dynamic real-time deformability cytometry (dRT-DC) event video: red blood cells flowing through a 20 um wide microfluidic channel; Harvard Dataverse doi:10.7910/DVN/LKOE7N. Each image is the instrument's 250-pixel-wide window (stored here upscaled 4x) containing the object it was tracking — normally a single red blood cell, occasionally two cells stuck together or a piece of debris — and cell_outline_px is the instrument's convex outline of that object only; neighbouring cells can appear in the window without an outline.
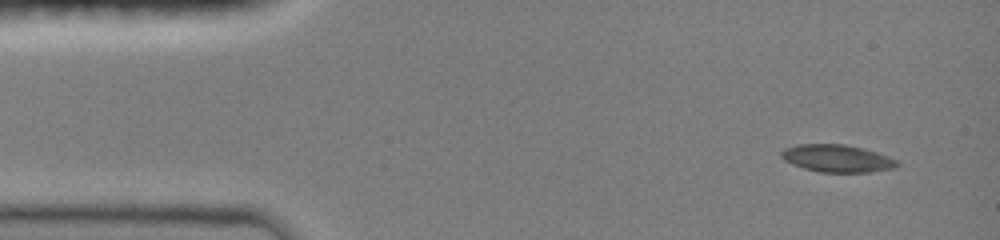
{"species": "common noctule bat (a hibernating species)", "species_latin": "Nyctalus noctula", "temperature_condition": "room temperature", "stored_images_in_passage": 5, "camera_frame_rate_fps": 3000, "um_per_image_px": 0.085, "animal": {"sex": "female", "body_mass_g": 19.0, "forearm_length_mm": 51.5}, "frame": {"image": 1, "passage_image": 1, "time_ms": 0.0, "image_size_px": [1000, 240], "cell_outline_px": [[900, 164], [896, 168], [872, 172], [820, 172], [804, 168], [792, 164], [784, 160], [780, 156], [780, 152], [784, 148], [800, 144], [844, 144], [864, 148], [900, 160]], "centroid_in_image_um": [71.19, 13.46], "position_along_channel_um": 13.8, "area_um2": 18.73}}
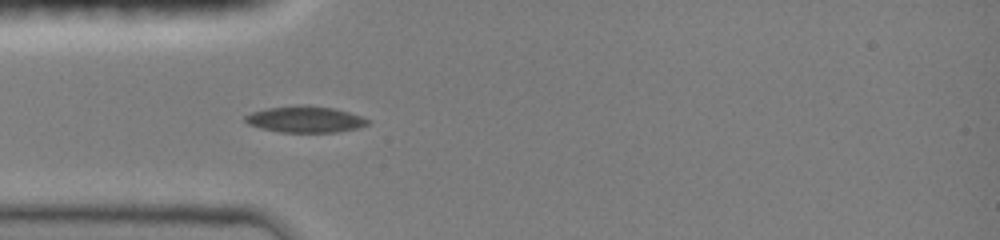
{"frame": {"image": 2, "passage_image": 5, "time_ms": 3.333, "image_size_px": [1000, 240], "cell_outline_px": [[372, 120], [368, 124], [356, 128], [336, 132], [280, 132], [260, 128], [248, 124], [244, 120], [244, 116], [252, 112], [268, 108], [296, 104], [332, 108], [348, 112]], "centroid_in_image_um": [25.91, 10.14], "position_along_channel_um": 59.1, "area_um2": 18.73}}